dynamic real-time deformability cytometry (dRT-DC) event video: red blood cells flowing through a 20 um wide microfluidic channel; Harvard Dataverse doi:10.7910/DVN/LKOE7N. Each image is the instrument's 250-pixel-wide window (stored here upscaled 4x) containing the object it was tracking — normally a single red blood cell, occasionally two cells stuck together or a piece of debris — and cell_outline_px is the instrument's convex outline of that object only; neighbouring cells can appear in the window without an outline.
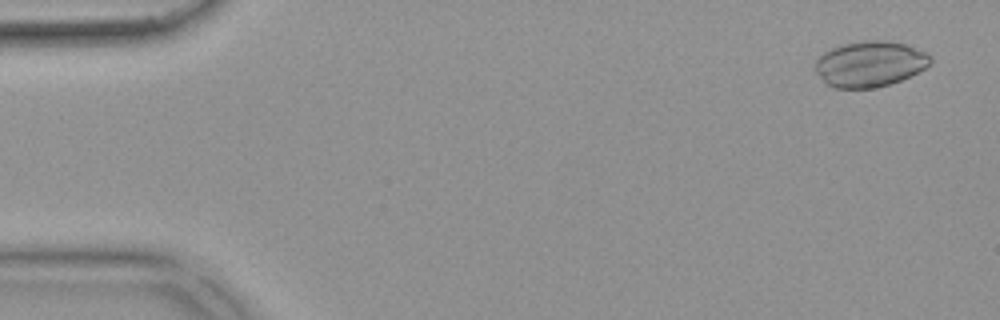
{"species": "common noctule bat (a hibernating species)", "species_latin": "Nyctalus noctula", "temperature_condition": "warm", "stored_images_in_passage": 53, "camera_frame_rate_fps": 3000, "um_per_image_px": 0.085, "animal": {"sex": "female", "body_mass_g": 18.4}, "frame": {"image": 1, "passage_image": 3, "time_ms": 0.667, "image_size_px": [1000, 320], "cell_outline_px": [[932, 60], [924, 68], [900, 80], [876, 88], [832, 88], [816, 72], [816, 60], [824, 52], [840, 44], [864, 40], [884, 40], [908, 44], [932, 56]], "centroid_in_image_um": [73.93, 5.42], "position_along_channel_um": 11.1, "area_um2": 30.52}}
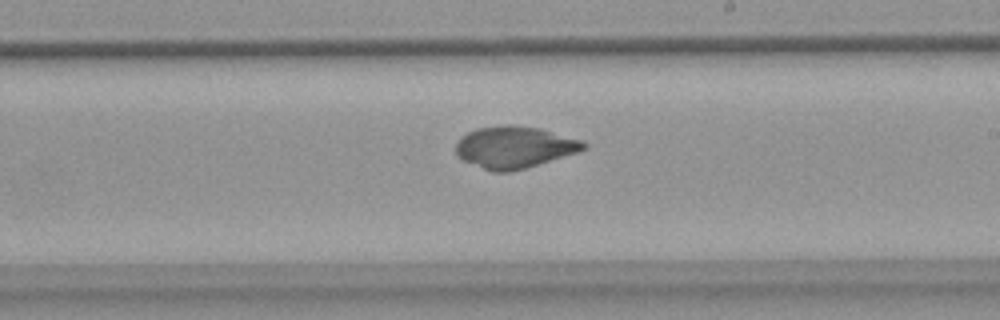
{"frame": {"image": 2, "passage_image": 31, "time_ms": 10.0, "image_size_px": [1000, 320], "cell_outline_px": [[588, 148], [580, 152], [524, 168], [508, 172], [492, 172], [460, 160], [456, 156], [456, 140], [460, 136], [476, 128], [504, 124], [508, 124], [540, 128], [584, 140], [588, 144]], "centroid_in_image_um": [43.72, 12.5], "position_along_channel_um": 245.3, "area_um2": 31.73}}
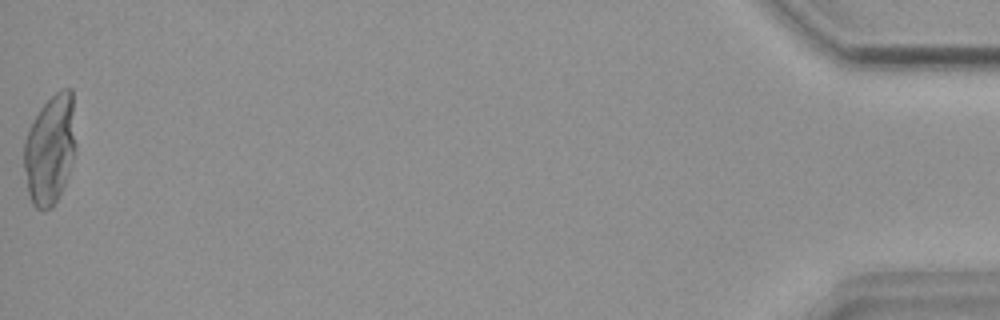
{"frame": {"image": 3, "passage_image": 53, "time_ms": 17.333, "image_size_px": [1000, 320], "cell_outline_px": [[76, 148], [72, 164], [60, 196], [52, 208], [44, 212], [36, 208], [32, 204], [28, 192], [24, 168], [24, 140], [28, 128], [40, 108], [60, 88], [72, 88], [76, 144]], "centroid_in_image_um": [4.26, 12.72], "position_along_channel_um": 430.9, "area_um2": 33.7}}